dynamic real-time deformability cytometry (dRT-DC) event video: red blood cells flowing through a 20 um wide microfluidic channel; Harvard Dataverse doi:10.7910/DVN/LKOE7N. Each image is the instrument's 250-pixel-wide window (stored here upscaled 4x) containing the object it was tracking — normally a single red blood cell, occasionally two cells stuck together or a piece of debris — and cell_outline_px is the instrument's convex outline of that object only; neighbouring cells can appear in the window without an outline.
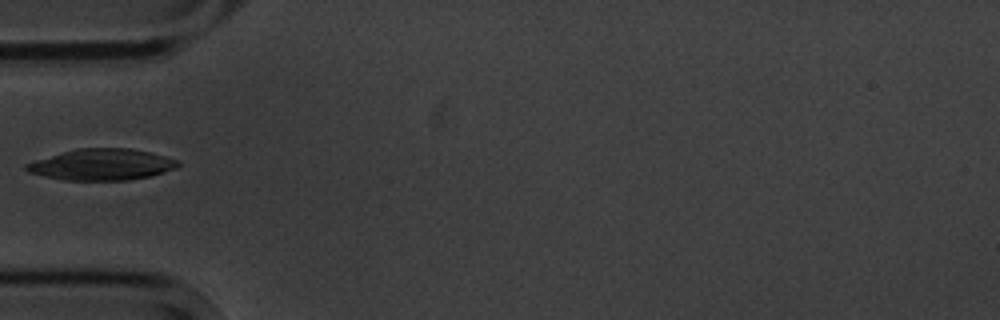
{"species": "common noctule bat (a hibernating species)", "species_latin": "Nyctalus noctula", "temperature_condition": "cold", "stored_images_in_passage": 6, "camera_frame_rate_fps": 3000, "um_per_image_px": 0.085, "animal": {"sex": "male", "body_mass_g": 20.1, "forearm_length_mm": 53.5}, "frame": {"image": 1, "passage_image": 6, "time_ms": 5.667, "image_size_px": [1000, 320], "cell_outline_px": [[180, 164], [176, 168], [152, 176], [128, 180], [64, 180], [44, 176], [28, 172], [24, 168], [24, 164], [36, 160], [76, 148], [132, 148], [164, 156], [176, 160]], "centroid_in_image_um": [8.64, 13.99], "position_along_channel_um": 76.4, "area_um2": 27.51}}